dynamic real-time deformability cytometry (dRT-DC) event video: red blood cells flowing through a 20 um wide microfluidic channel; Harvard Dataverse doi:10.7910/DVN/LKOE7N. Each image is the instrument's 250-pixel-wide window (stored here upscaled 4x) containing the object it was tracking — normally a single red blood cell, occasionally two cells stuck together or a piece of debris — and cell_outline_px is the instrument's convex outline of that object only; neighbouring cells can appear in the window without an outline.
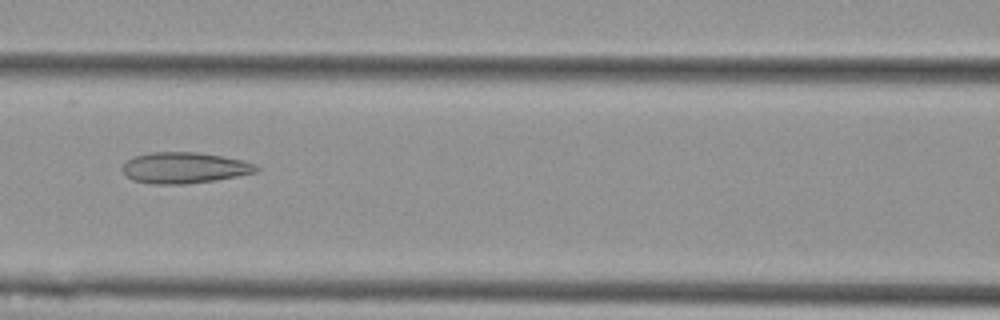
{"species": "Egyptian fruit bat (a non-hibernating species)", "species_latin": "Rousettus aegyptiacus", "temperature_condition": "cold", "stored_images_in_passage": 5, "camera_frame_rate_fps": 3000, "um_per_image_px": 0.085, "animal": {"sex": "female"}, "frame": {"image": 1, "passage_image": 4, "time_ms": 1.0, "image_size_px": [1000, 320], "cell_outline_px": [[260, 168], [256, 172], [216, 180], [188, 184], [152, 184], [132, 180], [124, 172], [124, 164], [132, 156], [152, 152], [196, 152], [220, 156], [240, 160], [256, 164]], "centroid_in_image_um": [15.67, 14.27], "position_along_channel_um": 150.9, "area_um2": 24.04}}
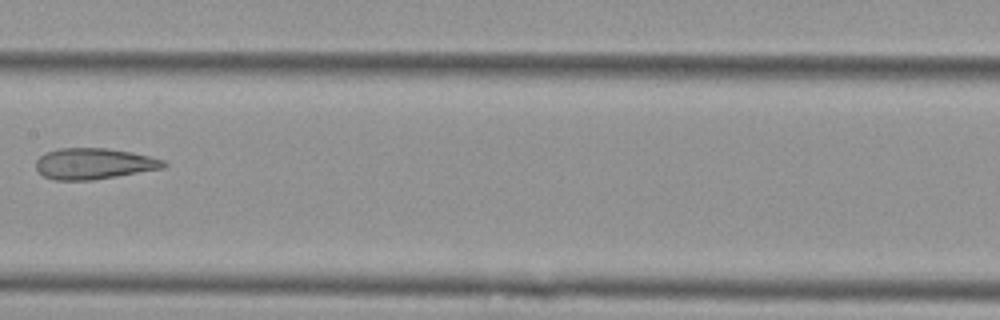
{"frame": {"image": 2, "passage_image": 5, "time_ms": 1.333, "image_size_px": [1000, 320], "cell_outline_px": [[168, 164], [164, 168], [92, 180], [52, 180], [44, 176], [36, 168], [36, 160], [44, 152], [60, 148], [108, 148], [132, 152], [164, 160]], "centroid_in_image_um": [7.97, 13.91], "position_along_channel_um": 199.4, "area_um2": 23.12}}